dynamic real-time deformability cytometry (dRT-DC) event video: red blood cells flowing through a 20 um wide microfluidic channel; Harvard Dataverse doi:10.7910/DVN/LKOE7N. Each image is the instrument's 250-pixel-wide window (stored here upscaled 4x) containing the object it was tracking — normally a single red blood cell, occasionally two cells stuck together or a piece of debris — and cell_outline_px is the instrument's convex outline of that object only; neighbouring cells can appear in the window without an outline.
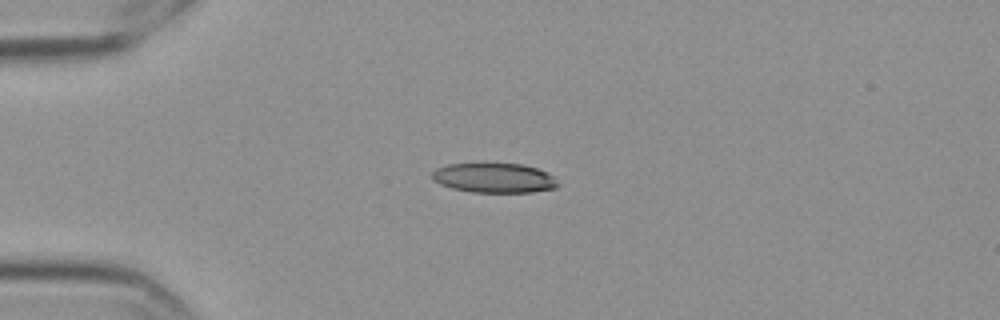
{"species": "Egyptian fruit bat (a non-hibernating species)", "species_latin": "Rousettus aegyptiacus", "temperature_condition": "cold", "stored_images_in_passage": 44, "camera_frame_rate_fps": 3000, "um_per_image_px": 0.085, "frame": {"image": 1, "passage_image": 1, "time_ms": 0.0, "image_size_px": [1000, 320], "cell_outline_px": [[560, 184], [556, 188], [532, 192], [472, 192], [452, 188], [440, 184], [432, 180], [432, 172], [436, 168], [448, 164], [524, 164], [536, 168], [552, 176]], "centroid_in_image_um": [41.99, 15.13], "position_along_channel_um": 43.0, "area_um2": 21.62}}
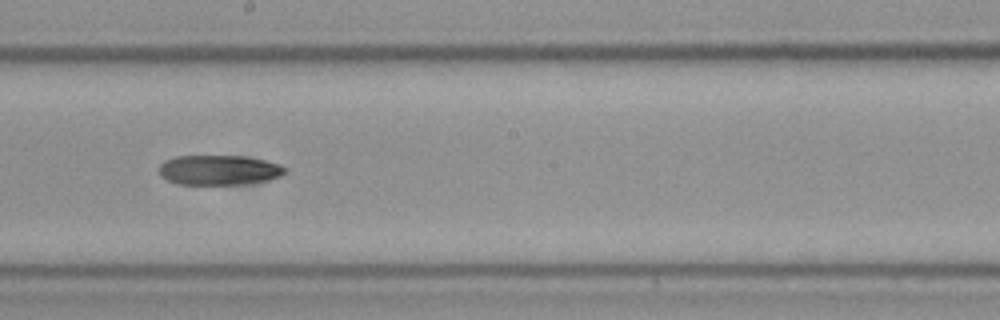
{"frame": {"image": 2, "passage_image": 19, "time_ms": 6.0, "image_size_px": [1000, 320], "cell_outline_px": [[288, 168], [280, 176], [268, 180], [244, 184], [176, 184], [160, 176], [160, 164], [164, 160], [176, 156], [244, 156], [264, 160], [280, 164]], "centroid_in_image_um": [18.61, 14.45], "position_along_channel_um": 229.6, "area_um2": 21.96}}
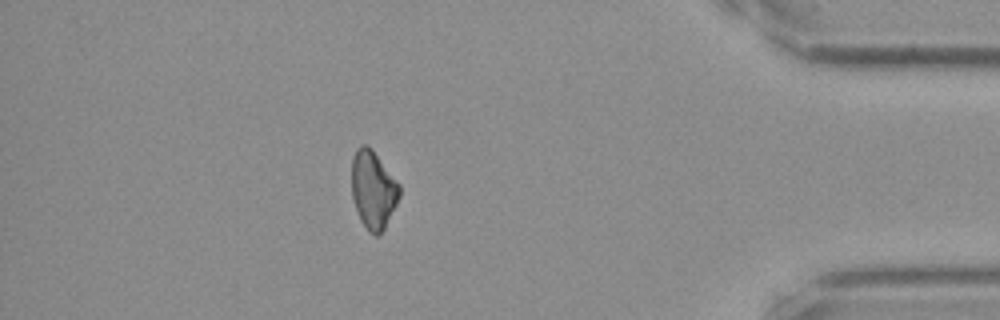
{"frame": {"image": 3, "passage_image": 37, "time_ms": 12.0, "image_size_px": [1000, 320], "cell_outline_px": [[400, 196], [384, 228], [376, 236], [368, 232], [360, 220], [352, 196], [352, 156], [356, 148], [360, 144], [368, 144], [372, 148], [400, 184]], "centroid_in_image_um": [31.71, 16.08], "position_along_channel_um": 403.5, "area_um2": 21.79}}